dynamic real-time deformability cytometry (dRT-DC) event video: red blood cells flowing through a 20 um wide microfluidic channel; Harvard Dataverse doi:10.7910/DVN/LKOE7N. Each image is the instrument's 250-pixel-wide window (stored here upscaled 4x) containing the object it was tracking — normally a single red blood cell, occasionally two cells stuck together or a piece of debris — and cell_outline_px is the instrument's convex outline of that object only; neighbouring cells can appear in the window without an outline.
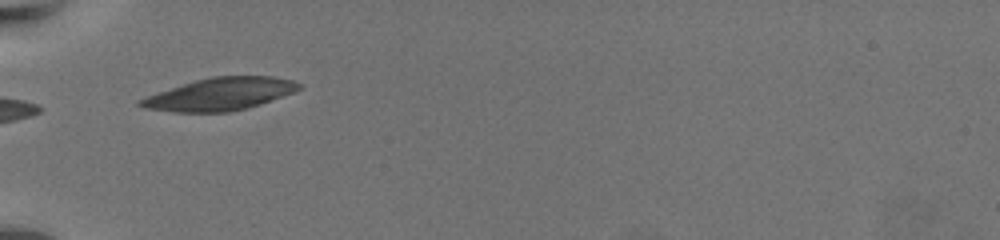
{"species": "common noctule bat (a hibernating species)", "species_latin": "Nyctalus noctula", "temperature_condition": "warm", "stored_images_in_passage": 8, "camera_frame_rate_fps": 3000, "um_per_image_px": 0.085, "animal": {"sex": "female", "body_mass_g": 19.5, "forearm_length_mm": 54.1}, "frame": {"image": 1, "passage_image": 1, "time_ms": 0.0, "image_size_px": [1000, 240], "cell_outline_px": [[300, 88], [292, 92], [260, 104], [248, 108], [228, 112], [176, 112], [144, 108], [136, 104], [136, 100], [196, 80], [212, 76], [272, 76], [292, 80], [300, 84]], "centroid_in_image_um": [18.68, 8.0], "position_along_channel_um": 66.3, "area_um2": 29.59}}